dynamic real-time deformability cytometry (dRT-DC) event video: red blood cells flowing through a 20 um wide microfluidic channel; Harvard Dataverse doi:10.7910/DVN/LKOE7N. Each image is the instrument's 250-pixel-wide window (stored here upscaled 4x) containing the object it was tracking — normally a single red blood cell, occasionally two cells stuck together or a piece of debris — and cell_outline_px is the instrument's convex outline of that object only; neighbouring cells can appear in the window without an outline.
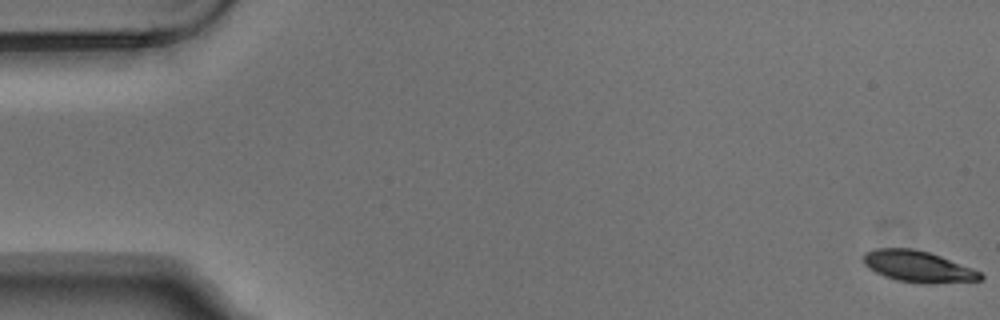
{"species": "Egyptian fruit bat (a non-hibernating species)", "species_latin": "Rousettus aegyptiacus", "temperature_condition": "warm", "stored_images_in_passage": 5, "camera_frame_rate_fps": 3000, "um_per_image_px": 0.085, "animal": {"sex": "male"}, "frame": {"image": 1, "passage_image": 1, "time_ms": 0.0, "image_size_px": [1000, 320], "cell_outline_px": [[984, 276], [980, 280], [924, 284], [920, 284], [896, 280], [884, 276], [868, 268], [864, 264], [864, 252], [876, 248], [912, 248], [928, 252], [940, 256], [972, 268], [980, 272]], "centroid_in_image_um": [78.01, 22.65], "position_along_channel_um": 7.0, "area_um2": 21.27}}
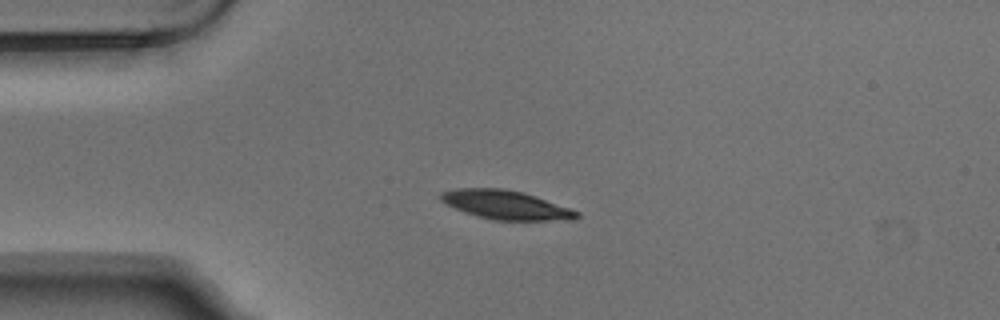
{"frame": {"image": 2, "passage_image": 4, "time_ms": 1.0, "image_size_px": [1000, 320], "cell_outline_px": [[580, 216], [576, 220], [492, 220], [464, 212], [440, 200], [440, 192], [456, 188], [504, 188], [524, 192], [580, 212]], "centroid_in_image_um": [43.01, 17.41], "position_along_channel_um": 42.0, "area_um2": 22.89}}